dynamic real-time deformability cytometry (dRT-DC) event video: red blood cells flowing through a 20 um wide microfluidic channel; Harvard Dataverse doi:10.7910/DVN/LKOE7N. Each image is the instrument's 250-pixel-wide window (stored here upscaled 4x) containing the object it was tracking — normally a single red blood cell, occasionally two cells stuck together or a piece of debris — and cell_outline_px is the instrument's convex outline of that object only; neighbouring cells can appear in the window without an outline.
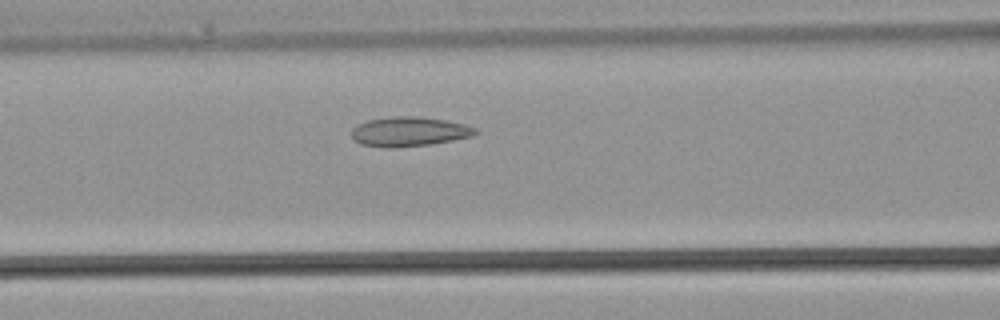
{"species": "common noctule bat (a hibernating species)", "species_latin": "Nyctalus noctula", "temperature_condition": "warm", "stored_images_in_passage": 31, "camera_frame_rate_fps": 3000, "um_per_image_px": 0.085, "animal": {"sex": "male", "body_mass_g": 21.5, "forearm_length_mm": 52.0}, "frame": {"image": 1, "passage_image": 10, "time_ms": 3.0, "image_size_px": [1000, 320], "cell_outline_px": [[480, 132], [472, 136], [432, 144], [392, 148], [388, 148], [360, 144], [352, 136], [352, 128], [356, 124], [368, 120], [396, 116], [420, 116], [444, 120], [464, 124], [476, 128]], "centroid_in_image_um": [34.78, 11.18], "position_along_channel_um": 131.8, "area_um2": 21.33}}
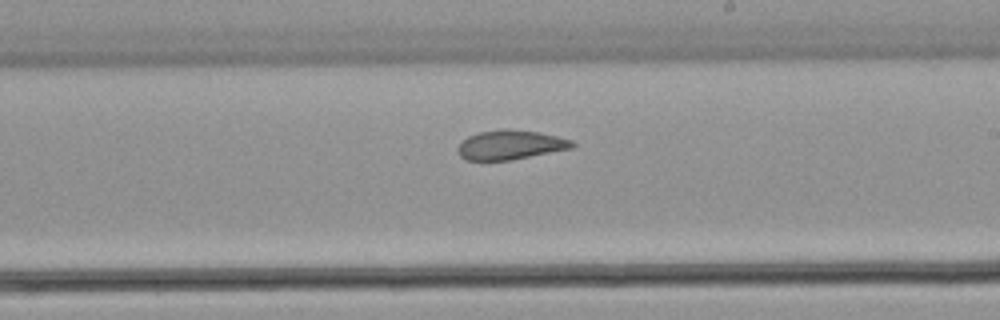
{"frame": {"image": 2, "passage_image": 16, "time_ms": 5.0, "image_size_px": [1000, 320], "cell_outline_px": [[576, 144], [572, 148], [512, 160], [464, 160], [460, 156], [456, 148], [468, 136], [480, 132], [504, 128], [540, 132], [572, 140]], "centroid_in_image_um": [43.38, 12.31], "position_along_channel_um": 245.6, "area_um2": 19.59}}
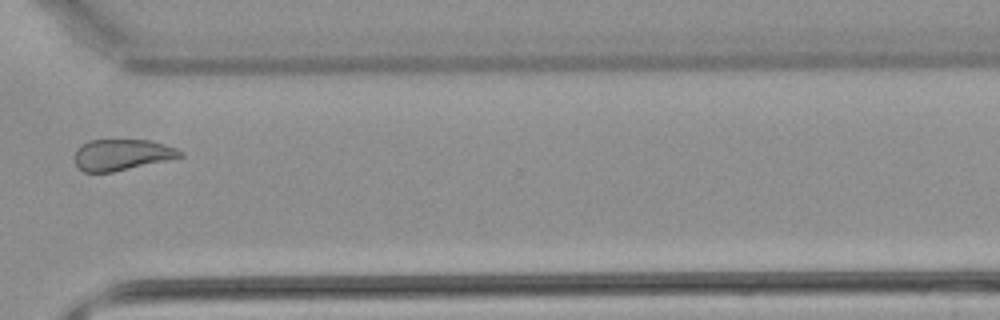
{"frame": {"image": 3, "passage_image": 22, "time_ms": 7.0, "image_size_px": [1000, 320], "cell_outline_px": [[184, 156], [168, 160], [112, 172], [84, 172], [76, 168], [76, 148], [88, 140], [152, 140], [176, 148], [184, 152]], "centroid_in_image_um": [10.37, 13.15], "position_along_channel_um": 360.2, "area_um2": 19.19}}